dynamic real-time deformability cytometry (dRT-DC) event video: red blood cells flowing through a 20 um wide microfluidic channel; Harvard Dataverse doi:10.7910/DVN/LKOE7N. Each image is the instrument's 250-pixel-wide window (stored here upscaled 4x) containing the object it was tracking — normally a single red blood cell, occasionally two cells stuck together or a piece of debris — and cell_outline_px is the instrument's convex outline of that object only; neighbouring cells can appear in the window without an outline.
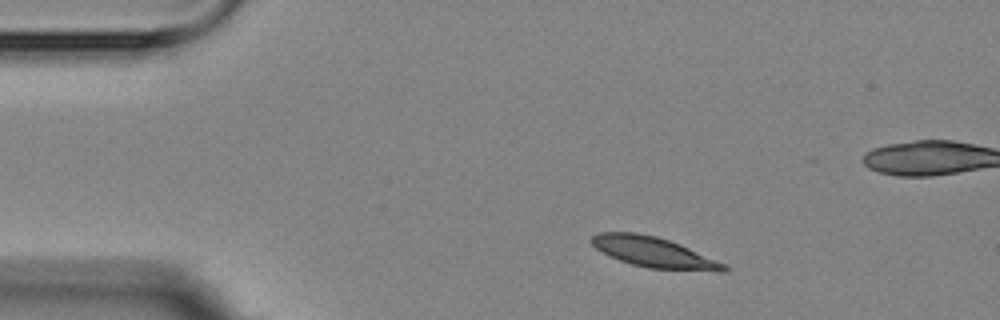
{"species": "Egyptian fruit bat (a non-hibernating species)", "species_latin": "Rousettus aegyptiacus", "temperature_condition": "room temperature", "stored_images_in_passage": 4, "camera_frame_rate_fps": 3000, "um_per_image_px": 0.085, "animal": {"sex": "female"}, "frame": {"image": 1, "passage_image": 2, "time_ms": 1.333, "image_size_px": [1000, 320], "cell_outline_px": [[728, 272], [720, 272], [648, 268], [632, 264], [608, 256], [596, 248], [588, 240], [592, 236], [600, 232], [636, 232], [656, 236], [680, 244], [728, 264]], "centroid_in_image_um": [55.61, 21.45], "position_along_channel_um": 29.4, "area_um2": 23.7}}